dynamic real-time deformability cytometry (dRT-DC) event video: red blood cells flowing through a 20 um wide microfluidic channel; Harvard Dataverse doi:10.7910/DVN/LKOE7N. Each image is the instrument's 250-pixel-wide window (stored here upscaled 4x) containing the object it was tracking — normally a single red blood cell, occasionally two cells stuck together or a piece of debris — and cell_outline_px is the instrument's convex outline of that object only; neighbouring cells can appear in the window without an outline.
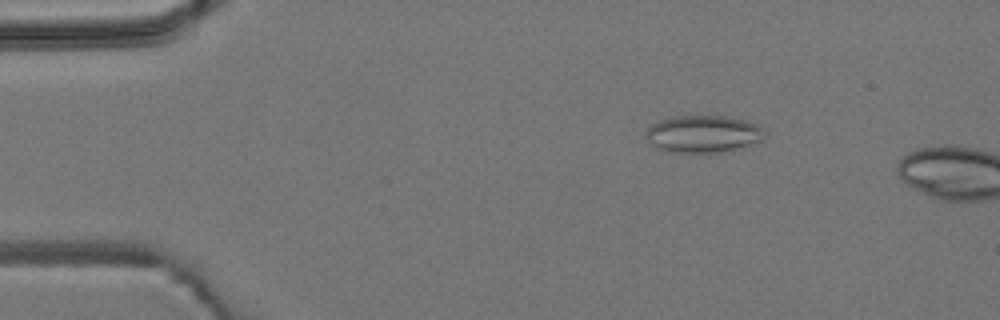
{"species": "common noctule bat (a hibernating species)", "species_latin": "Nyctalus noctula", "temperature_condition": "room temperature", "stored_images_in_passage": 4, "camera_frame_rate_fps": 3000, "um_per_image_px": 0.085, "animal": {"sex": "male", "body_mass_g": 19.2, "forearm_length_mm": 51.8}, "frame": {"image": 1, "passage_image": 3, "time_ms": 2.333, "image_size_px": [1000, 320], "cell_outline_px": [[768, 132], [764, 140], [716, 152], [672, 152], [656, 148], [644, 136], [648, 128], [652, 124], [660, 120], [672, 116], [724, 116], [748, 120], [764, 128]], "centroid_in_image_um": [59.78, 11.36], "position_along_channel_um": 25.2, "area_um2": 25.66}}